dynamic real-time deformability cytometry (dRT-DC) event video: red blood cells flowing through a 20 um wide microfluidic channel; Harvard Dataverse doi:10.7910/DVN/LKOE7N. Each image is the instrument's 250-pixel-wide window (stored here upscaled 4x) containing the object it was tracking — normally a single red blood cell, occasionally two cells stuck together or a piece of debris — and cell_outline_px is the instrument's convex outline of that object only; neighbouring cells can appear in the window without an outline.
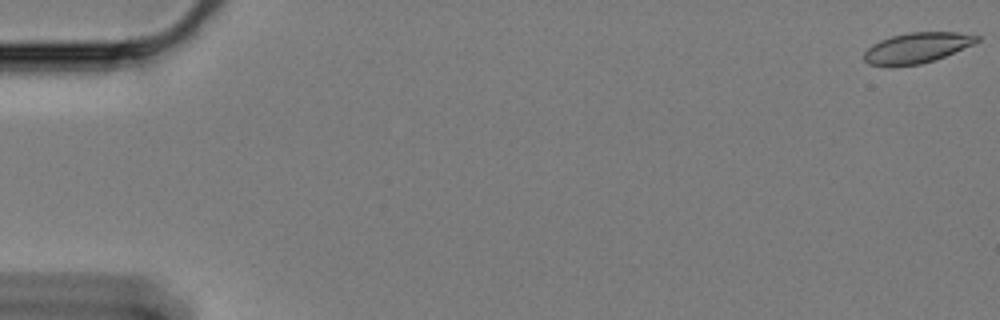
{"species": "Egyptian fruit bat (a non-hibernating species)", "species_latin": "Rousettus aegyptiacus", "temperature_condition": "cold", "stored_images_in_passage": 62, "camera_frame_rate_fps": 3000, "um_per_image_px": 0.085, "animal": {"sex": "female"}, "frame": {"image": 1, "passage_image": 1, "time_ms": 0.0, "image_size_px": [1000, 320], "cell_outline_px": [[980, 40], [972, 44], [944, 56], [920, 64], [888, 68], [868, 64], [864, 60], [864, 52], [872, 44], [880, 40], [892, 36], [908, 32], [960, 32], [980, 36]], "centroid_in_image_um": [77.87, 4.08], "position_along_channel_um": 7.1, "area_um2": 20.17}}
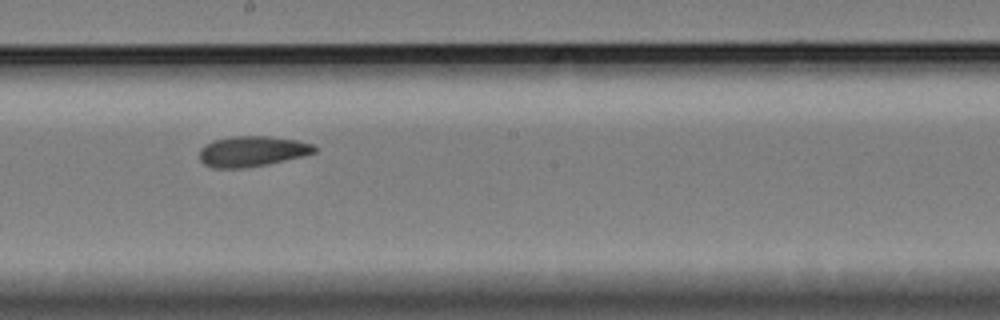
{"frame": {"image": 2, "passage_image": 35, "time_ms": 11.333, "image_size_px": [1000, 320], "cell_outline_px": [[320, 148], [316, 152], [304, 156], [268, 164], [244, 168], [212, 168], [204, 164], [200, 160], [200, 148], [204, 144], [212, 140], [232, 136], [268, 136], [296, 140], [312, 144]], "centroid_in_image_um": [21.43, 12.86], "position_along_channel_um": 226.8, "area_um2": 20.69}}
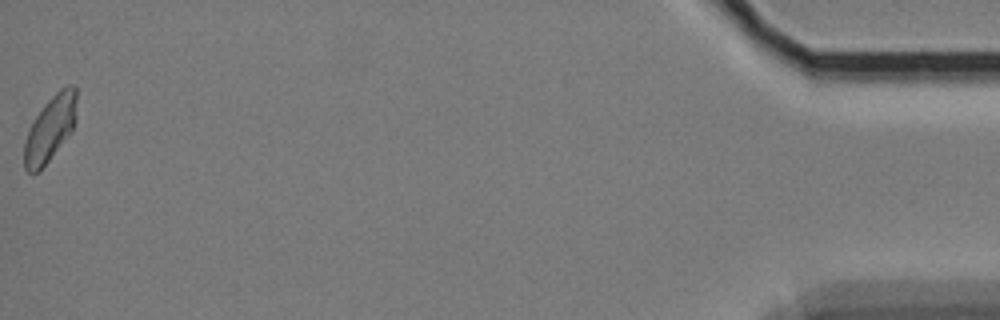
{"frame": {"image": 3, "passage_image": 62, "time_ms": 20.333, "image_size_px": [1000, 320], "cell_outline_px": [[76, 120], [72, 132], [40, 172], [32, 176], [24, 168], [24, 140], [36, 116], [44, 104], [60, 88], [68, 84], [72, 84], [76, 88]], "centroid_in_image_um": [4.27, 10.98], "position_along_channel_um": 430.9, "area_um2": 20.35}, "authors_computed_cell_mechanics": {"area_um2": 20.4034, "velocity_mm_per_s": 3.2836, "shape_relaxation_time_tau1_ms": null, "shape_relaxation_time_tau2_ms": 3.7845, "deformation_change_tau1": null, "deformation_change_tau2": 0.0705}}